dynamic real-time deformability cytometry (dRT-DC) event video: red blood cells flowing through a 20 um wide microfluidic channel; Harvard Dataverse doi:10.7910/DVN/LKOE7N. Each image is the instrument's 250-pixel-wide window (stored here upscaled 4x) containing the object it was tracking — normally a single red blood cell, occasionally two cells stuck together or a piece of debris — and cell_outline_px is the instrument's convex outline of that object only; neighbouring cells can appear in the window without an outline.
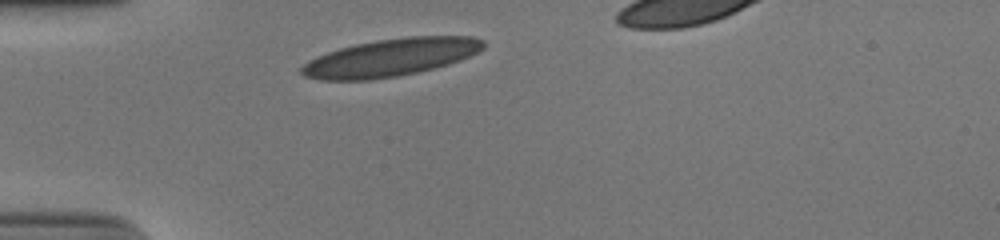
{"species": "human", "species_latin": "Homo sapiens", "temperature_condition": "cold", "stored_images_in_passage": 29, "camera_frame_rate_fps": 3000, "um_per_image_px": 0.085, "donor": {"sex": "male"}, "frame": {"image": 1, "passage_image": 1, "time_ms": 0.0, "image_size_px": [1000, 240], "cell_outline_px": [[484, 48], [460, 60], [448, 64], [416, 72], [396, 76], [372, 80], [320, 80], [304, 76], [300, 72], [300, 68], [308, 60], [316, 56], [340, 48], [356, 44], [376, 40], [408, 36], [472, 36], [484, 40]], "centroid_in_image_um": [33.18, 4.89], "position_along_channel_um": 51.8, "area_um2": 39.71}}
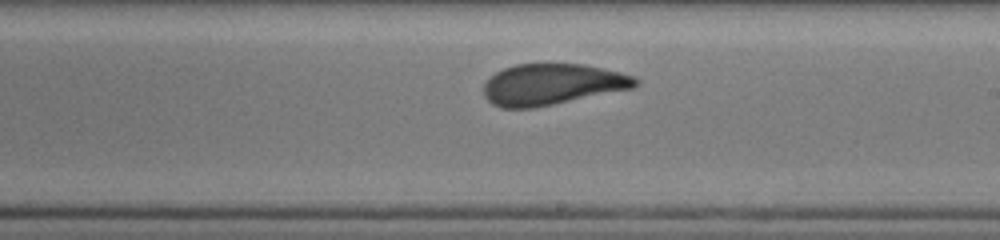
{"frame": {"image": 2, "passage_image": 17, "time_ms": 5.333, "image_size_px": [1000, 240], "cell_outline_px": [[640, 84], [632, 88], [532, 108], [500, 108], [492, 104], [484, 96], [484, 84], [496, 72], [504, 68], [516, 64], [580, 64], [620, 72], [632, 76], [640, 80]], "centroid_in_image_um": [46.91, 7.17], "position_along_channel_um": 242.1, "area_um2": 35.95}}
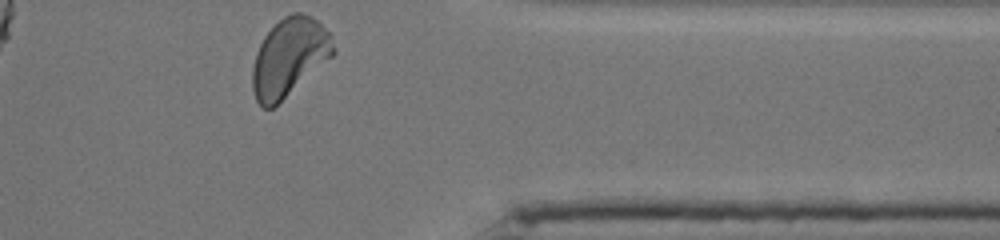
{"frame": {"image": 3, "passage_image": 29, "time_ms": 9.333, "image_size_px": [1000, 240], "cell_outline_px": [[336, 52], [332, 56], [272, 108], [260, 108], [256, 100], [252, 88], [252, 68], [256, 52], [264, 36], [284, 16], [292, 12], [300, 12], [312, 16], [332, 36]], "centroid_in_image_um": [24.57, 4.86], "position_along_channel_um": 386.8, "area_um2": 36.41}, "authors_computed_cell_mechanics": {"area_um2": 37.3966, "velocity_mm_per_s": 3.876, "shape_relaxation_time_tau1_ms": 4.482, "shape_relaxation_time_tau2_ms": null, "deformation_change_tau1": 0.1642, "deformation_change_tau2": null}}